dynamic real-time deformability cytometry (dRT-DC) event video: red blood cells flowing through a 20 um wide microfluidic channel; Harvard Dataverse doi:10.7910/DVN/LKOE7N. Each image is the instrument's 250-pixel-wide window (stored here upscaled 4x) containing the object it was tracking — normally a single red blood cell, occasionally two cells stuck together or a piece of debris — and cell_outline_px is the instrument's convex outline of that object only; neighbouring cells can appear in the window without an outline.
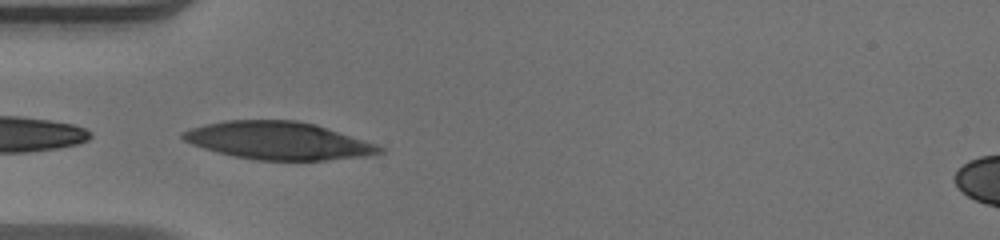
{"species": "human", "species_latin": "Homo sapiens", "temperature_condition": "warm", "stored_images_in_passage": 7, "camera_frame_rate_fps": 3000, "um_per_image_px": 0.085, "donor": {"sex": "male"}, "frame": {"image": 1, "passage_image": 1, "time_ms": 0.0, "image_size_px": [1000, 240], "cell_outline_px": [[384, 152], [368, 156], [324, 160], [256, 160], [232, 156], [216, 152], [192, 144], [184, 140], [180, 136], [180, 132], [188, 128], [204, 124], [224, 120], [296, 120], [316, 124], [376, 144], [384, 148]], "centroid_in_image_um": [23.62, 11.95], "position_along_channel_um": 61.4, "area_um2": 43.41}}
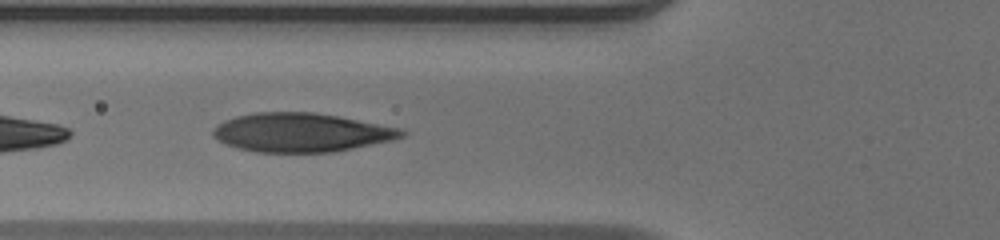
{"frame": {"image": 2, "passage_image": 4, "time_ms": 1.0, "image_size_px": [1000, 240], "cell_outline_px": [[408, 132], [404, 136], [392, 140], [332, 152], [256, 152], [240, 148], [228, 144], [212, 136], [212, 132], [216, 124], [224, 120], [236, 116], [252, 112], [316, 112], [400, 128]], "centroid_in_image_um": [25.59, 11.25], "position_along_channel_um": 100.2, "area_um2": 42.48}}